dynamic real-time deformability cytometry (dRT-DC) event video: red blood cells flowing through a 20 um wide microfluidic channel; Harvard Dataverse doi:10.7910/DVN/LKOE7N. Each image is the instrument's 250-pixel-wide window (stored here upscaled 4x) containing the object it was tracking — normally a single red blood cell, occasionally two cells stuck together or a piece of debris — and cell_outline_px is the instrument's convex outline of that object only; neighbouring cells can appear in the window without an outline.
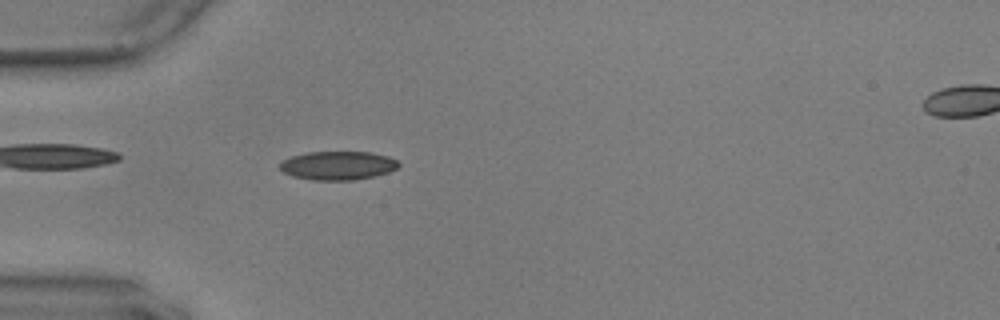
{"species": "common noctule bat (a hibernating species)", "species_latin": "Nyctalus noctula", "temperature_condition": "warm", "stored_images_in_passage": 47, "camera_frame_rate_fps": 3000, "um_per_image_px": 0.085, "animal": {"sex": "male", "body_mass_g": 17.9, "forearm_length_mm": 54.2}, "frame": {"image": 1, "passage_image": 17, "time_ms": 5.333, "image_size_px": [1000, 320], "cell_outline_px": [[400, 164], [396, 168], [388, 172], [372, 176], [352, 180], [316, 180], [292, 176], [284, 172], [280, 168], [280, 164], [284, 160], [292, 156], [308, 152], [372, 152], [388, 156], [396, 160]], "centroid_in_image_um": [28.72, 14.06], "position_along_channel_um": 56.3, "area_um2": 19.59}}
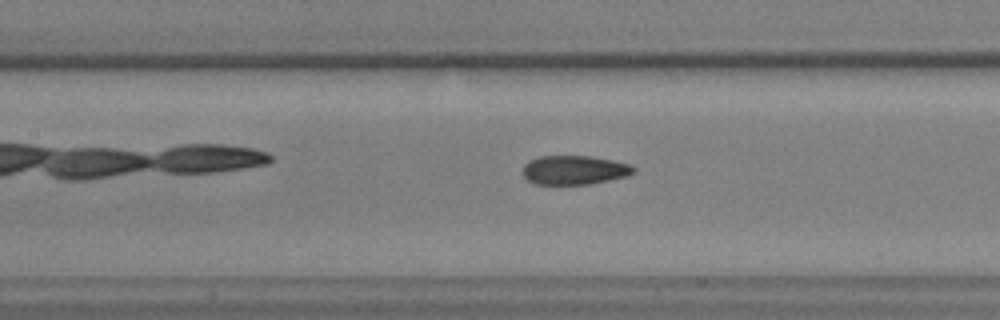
{"frame": {"image": 2, "passage_image": 26, "time_ms": 8.333, "image_size_px": [1000, 320], "cell_outline_px": [[636, 172], [628, 176], [592, 184], [536, 184], [528, 180], [524, 176], [524, 164], [528, 160], [540, 156], [592, 156], [612, 160], [628, 164], [636, 168]], "centroid_in_image_um": [48.85, 14.45], "position_along_channel_um": 158.6, "area_um2": 18.84}}
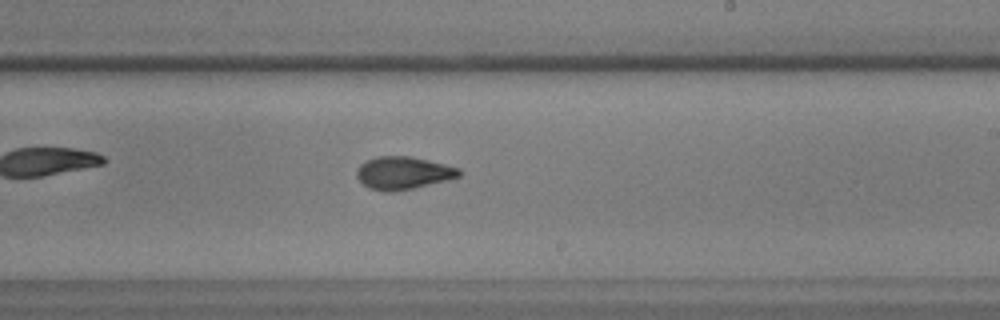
{"frame": {"image": 3, "passage_image": 34, "time_ms": 11.0, "image_size_px": [1000, 320], "cell_outline_px": [[464, 172], [460, 176], [448, 180], [412, 188], [392, 192], [384, 192], [368, 188], [356, 176], [356, 172], [360, 164], [376, 156], [412, 156], [460, 168]], "centroid_in_image_um": [34.29, 14.7], "position_along_channel_um": 254.7, "area_um2": 19.59}, "authors_computed_cell_mechanics": {"area_um2": 19.0162, "velocity_mm_per_s": 3.6156, "shape_relaxation_time_tau1_ms": 10.4564, "shape_relaxation_time_tau2_ms": 1.7349, "deformation_change_tau1": 0.2315, "deformation_change_tau2": 0.0628}}